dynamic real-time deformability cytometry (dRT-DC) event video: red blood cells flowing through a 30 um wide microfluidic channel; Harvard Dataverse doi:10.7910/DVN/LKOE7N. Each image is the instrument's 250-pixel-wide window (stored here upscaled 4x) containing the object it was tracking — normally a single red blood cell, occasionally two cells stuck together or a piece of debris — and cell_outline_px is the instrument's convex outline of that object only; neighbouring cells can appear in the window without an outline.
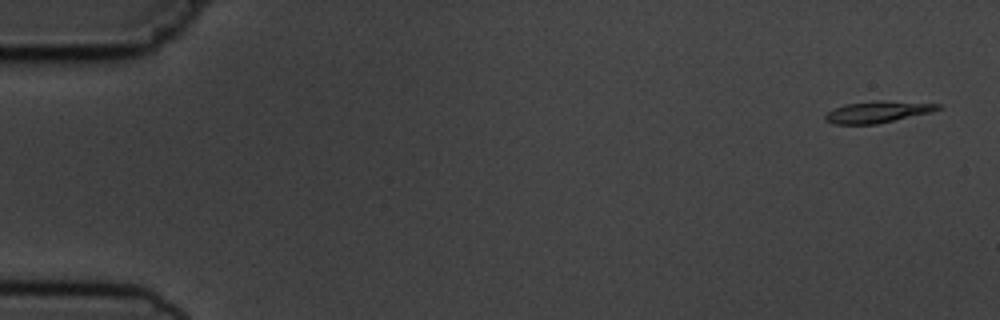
{"species": "common noctule bat (a hibernating species)", "species_latin": "Nyctalus noctula", "temperature_condition": "cold", "stored_images_in_passage": 5, "camera_frame_rate_fps": 3000, "um_per_image_px": 0.085, "animal": {"sex": "male", "body_mass_g": 19.5, "forearm_length_mm": 54.6}, "frame": {"image": 1, "passage_image": 1, "time_ms": 0.0, "image_size_px": [1000, 320], "cell_outline_px": [[944, 108], [932, 112], [876, 124], [836, 124], [824, 120], [824, 116], [828, 112], [844, 104], [876, 100], [880, 100], [940, 104]], "centroid_in_image_um": [74.62, 9.51], "position_along_channel_um": 10.4, "area_um2": 14.16}}
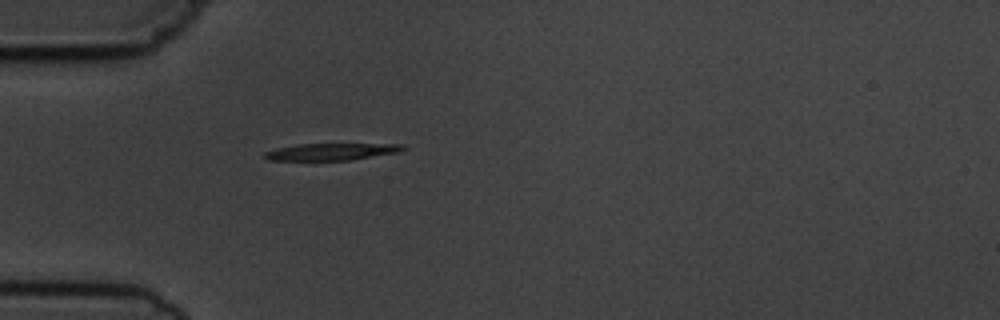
{"frame": {"image": 2, "passage_image": 5, "time_ms": 4.667, "image_size_px": [1000, 320], "cell_outline_px": [[408, 148], [400, 152], [348, 160], [268, 160], [264, 156], [264, 152], [276, 148], [296, 144], [404, 144]], "centroid_in_image_um": [28.19, 12.89], "position_along_channel_um": 56.8, "area_um2": 13.64}}